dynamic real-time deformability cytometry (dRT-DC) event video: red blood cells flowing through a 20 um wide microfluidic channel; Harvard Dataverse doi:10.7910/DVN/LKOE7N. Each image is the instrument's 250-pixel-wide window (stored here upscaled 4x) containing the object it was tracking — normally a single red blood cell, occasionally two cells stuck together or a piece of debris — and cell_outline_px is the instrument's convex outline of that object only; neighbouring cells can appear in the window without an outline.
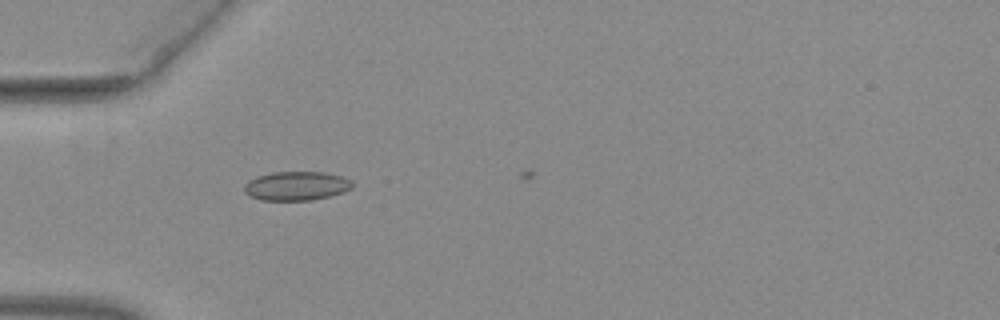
{"species": "common noctule bat (a hibernating species)", "species_latin": "Nyctalus noctula", "temperature_condition": "warm", "stored_images_in_passage": 10, "camera_frame_rate_fps": 3000, "um_per_image_px": 0.085, "animal": {"sex": "female", "body_mass_g": 29.2, "forearm_length_mm": 56.3}, "frame": {"image": 1, "passage_image": 8, "time_ms": 2.333, "image_size_px": [1000, 320], "cell_outline_px": [[352, 188], [344, 192], [332, 196], [312, 200], [260, 200], [248, 196], [244, 192], [244, 184], [248, 180], [256, 176], [272, 172], [324, 172], [340, 176], [352, 180]], "centroid_in_image_um": [25.17, 15.81], "position_along_channel_um": 59.8, "area_um2": 18.5}}